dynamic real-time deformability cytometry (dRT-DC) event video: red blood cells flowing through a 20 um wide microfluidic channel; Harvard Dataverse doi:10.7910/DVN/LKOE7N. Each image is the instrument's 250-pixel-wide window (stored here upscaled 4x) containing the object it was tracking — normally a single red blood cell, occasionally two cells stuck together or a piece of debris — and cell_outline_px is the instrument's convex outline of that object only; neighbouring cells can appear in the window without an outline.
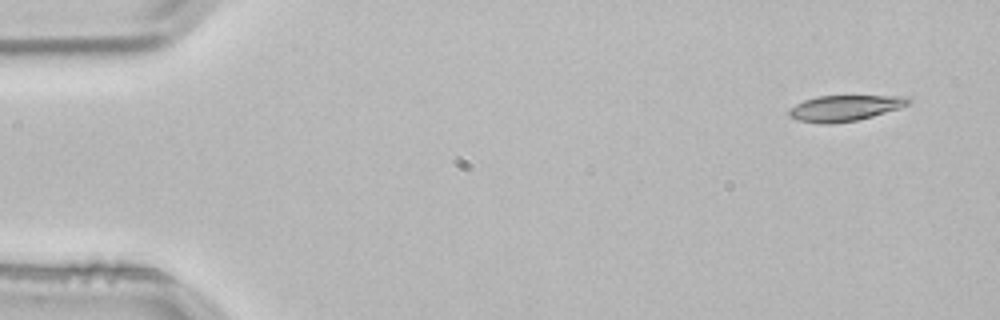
{"species": "common noctule bat (a hibernating species)", "species_latin": "Nyctalus noctula", "temperature_condition": "room temperature", "stored_images_in_passage": 4, "camera_frame_rate_fps": 3000, "um_per_image_px": 0.085, "animal": {"sex": "male", "body_mass_g": 21.5, "forearm_length_mm": 52.0}, "frame": {"image": 1, "passage_image": 1, "time_ms": 0.0, "image_size_px": [1000, 320], "cell_outline_px": [[912, 104], [900, 108], [872, 116], [856, 120], [828, 124], [824, 124], [796, 120], [788, 116], [788, 108], [804, 100], [816, 96], [912, 96]], "centroid_in_image_um": [71.82, 9.18], "position_along_channel_um": 13.2, "area_um2": 18.15}}
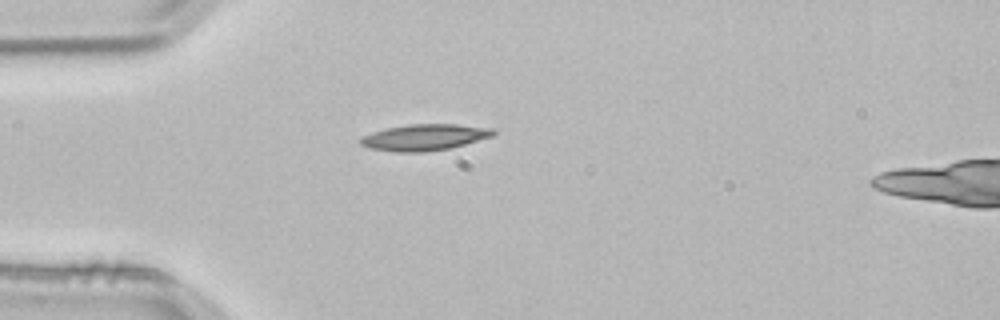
{"frame": {"image": 2, "passage_image": 3, "time_ms": 0.667, "image_size_px": [1000, 320], "cell_outline_px": [[496, 132], [492, 136], [464, 144], [448, 148], [424, 152], [396, 152], [368, 148], [360, 144], [360, 136], [372, 132], [388, 128], [408, 124], [456, 124], [492, 128]], "centroid_in_image_um": [36.04, 11.67], "position_along_channel_um": 49.0, "area_um2": 20.23}}